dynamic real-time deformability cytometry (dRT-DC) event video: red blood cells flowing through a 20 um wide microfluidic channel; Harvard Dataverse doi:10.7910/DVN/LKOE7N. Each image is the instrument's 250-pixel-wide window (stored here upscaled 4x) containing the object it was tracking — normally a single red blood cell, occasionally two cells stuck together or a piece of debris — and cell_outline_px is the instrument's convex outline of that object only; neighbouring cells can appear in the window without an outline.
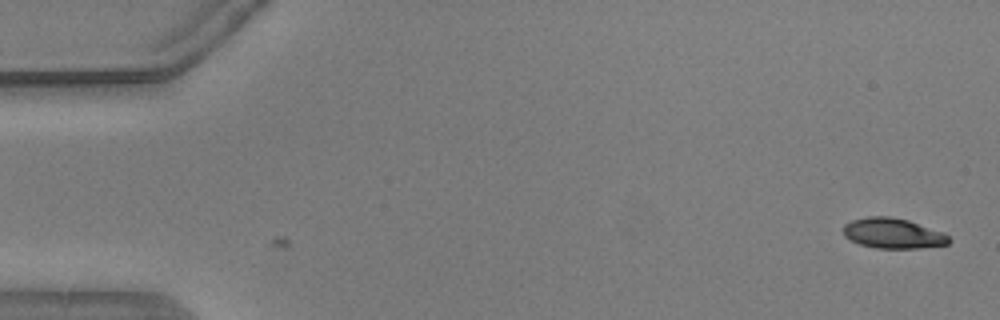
{"species": "common noctule bat (a hibernating species)", "species_latin": "Nyctalus noctula", "temperature_condition": "warm", "stored_images_in_passage": 3, "camera_frame_rate_fps": 3000, "um_per_image_px": 0.085, "animal": {"sex": "male", "body_mass_g": 20.5, "forearm_length_mm": 52.5}, "frame": {"image": 1, "passage_image": 1, "time_ms": 0.0, "image_size_px": [1000, 320], "cell_outline_px": [[952, 240], [948, 244], [920, 248], [876, 248], [860, 244], [848, 240], [844, 236], [844, 224], [852, 220], [868, 216], [888, 216], [908, 220], [944, 232]], "centroid_in_image_um": [75.9, 19.83], "position_along_channel_um": 9.1, "area_um2": 18.73}}